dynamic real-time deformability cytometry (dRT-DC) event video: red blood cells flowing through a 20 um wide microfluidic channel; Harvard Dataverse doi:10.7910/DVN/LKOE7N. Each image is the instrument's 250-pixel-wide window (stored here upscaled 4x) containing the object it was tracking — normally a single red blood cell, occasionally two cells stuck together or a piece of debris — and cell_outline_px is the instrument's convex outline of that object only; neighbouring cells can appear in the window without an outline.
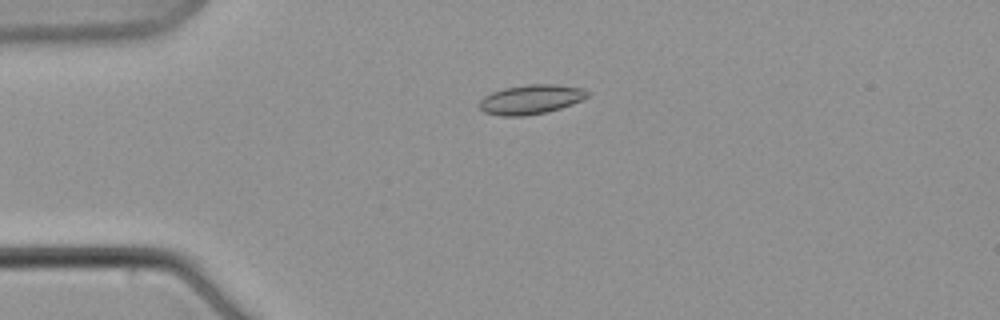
{"species": "common noctule bat (a hibernating species)", "species_latin": "Nyctalus noctula", "temperature_condition": "warm", "stored_images_in_passage": 10, "camera_frame_rate_fps": 3000, "um_per_image_px": 0.085, "animal": {"sex": "male", "body_mass_g": 21.5, "forearm_length_mm": 52.0}, "frame": {"image": 1, "passage_image": 5, "time_ms": 5.667, "image_size_px": [1000, 320], "cell_outline_px": [[588, 96], [572, 104], [548, 112], [524, 116], [500, 116], [484, 112], [480, 108], [480, 100], [484, 96], [492, 92], [504, 88], [528, 84], [556, 84], [584, 88], [588, 92]], "centroid_in_image_um": [45.12, 8.45], "position_along_channel_um": 39.9, "area_um2": 18.55}}
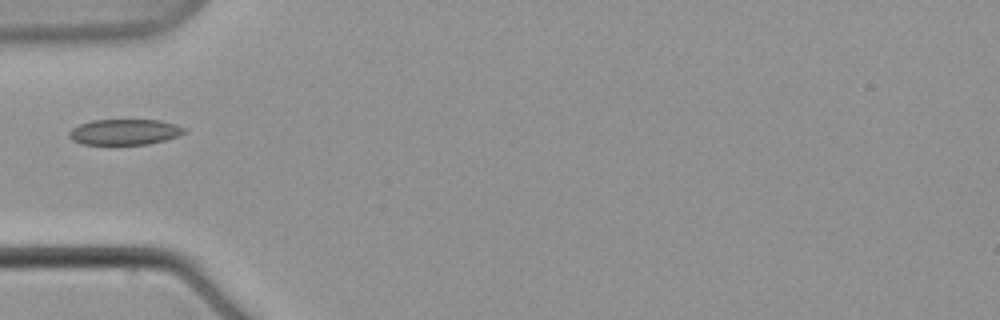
{"frame": {"image": 2, "passage_image": 7, "time_ms": 8.0, "image_size_px": [1000, 320], "cell_outline_px": [[184, 132], [176, 136], [164, 140], [148, 144], [84, 144], [72, 140], [68, 136], [68, 132], [72, 128], [80, 124], [92, 120], [160, 120], [176, 124], [184, 128]], "centroid_in_image_um": [10.55, 11.21], "position_along_channel_um": 74.4, "area_um2": 17.05}}
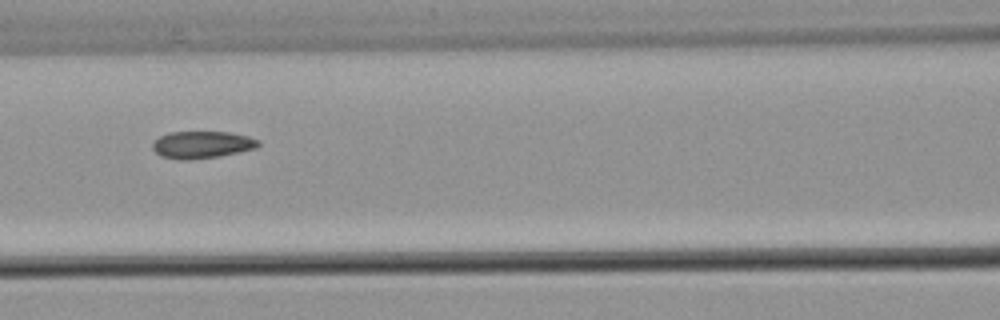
{"frame": {"image": 3, "passage_image": 9, "time_ms": 10.667, "image_size_px": [1000, 320], "cell_outline_px": [[260, 144], [256, 148], [220, 156], [192, 160], [180, 160], [160, 156], [152, 148], [152, 144], [160, 136], [168, 132], [228, 132], [248, 136], [260, 140]], "centroid_in_image_um": [17.17, 12.3], "position_along_channel_um": 149.4, "area_um2": 16.82}}